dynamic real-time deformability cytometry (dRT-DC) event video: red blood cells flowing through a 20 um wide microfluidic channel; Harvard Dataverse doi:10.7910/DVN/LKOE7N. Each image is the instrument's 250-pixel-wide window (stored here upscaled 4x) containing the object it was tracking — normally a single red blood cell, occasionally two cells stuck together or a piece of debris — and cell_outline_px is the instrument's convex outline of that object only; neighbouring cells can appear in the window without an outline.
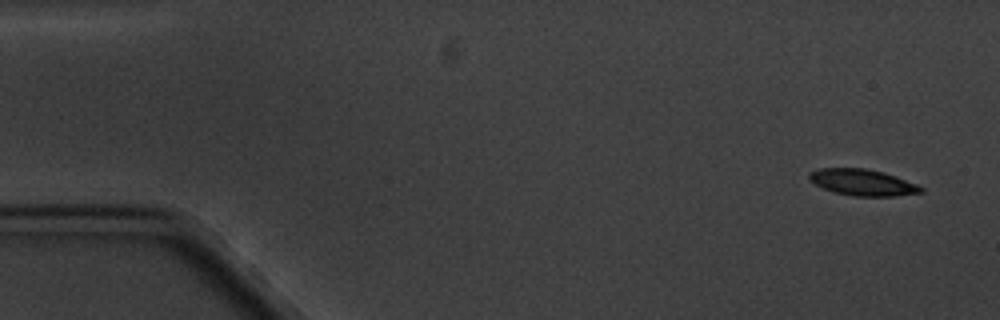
{"species": "common noctule bat (a hibernating species)", "species_latin": "Nyctalus noctula", "temperature_condition": "cold", "stored_images_in_passage": 6, "segment_of_instrument_passage": [1, 2], "camera_frame_rate_fps": 3000, "um_per_image_px": 0.085, "animal": {"sex": "male", "body_mass_g": 20.1, "forearm_length_mm": 53.5}, "frame": {"image": 1, "passage_image": 1, "time_ms": 0.0, "image_size_px": [1000, 320], "cell_outline_px": [[924, 192], [896, 196], [852, 196], [836, 192], [824, 188], [808, 180], [808, 172], [816, 168], [864, 168], [884, 172], [896, 176], [916, 184], [924, 188]], "centroid_in_image_um": [73.31, 15.49], "position_along_channel_um": 11.7, "area_um2": 17.22}}
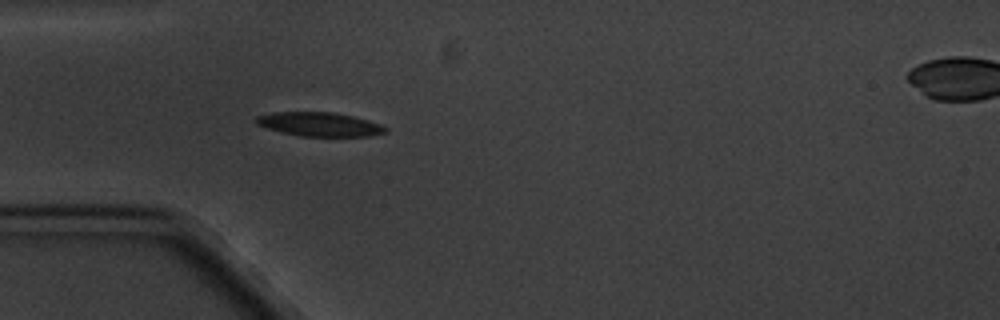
{"frame": {"image": 2, "passage_image": 5, "time_ms": 4.667, "image_size_px": [1000, 320], "cell_outline_px": [[388, 132], [368, 136], [300, 136], [280, 132], [256, 124], [256, 116], [272, 112], [332, 112], [352, 116], [380, 124], [388, 128]], "centroid_in_image_um": [27.15, 10.56], "position_along_channel_um": 57.9, "area_um2": 17.98}}